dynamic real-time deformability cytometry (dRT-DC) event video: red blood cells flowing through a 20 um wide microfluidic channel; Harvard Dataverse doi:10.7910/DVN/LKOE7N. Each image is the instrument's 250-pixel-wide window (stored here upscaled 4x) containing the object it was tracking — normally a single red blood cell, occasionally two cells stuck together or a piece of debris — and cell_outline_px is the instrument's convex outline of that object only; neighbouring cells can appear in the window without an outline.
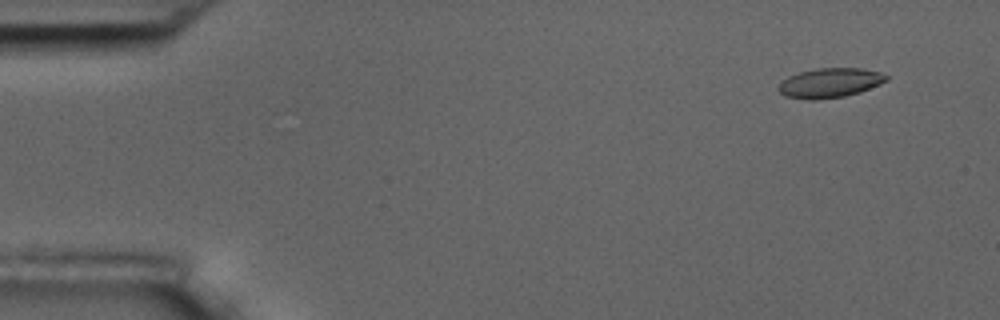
{"species": "common noctule bat (a hibernating species)", "species_latin": "Nyctalus noctula", "temperature_condition": "room temperature", "stored_images_in_passage": 6, "camera_frame_rate_fps": 3000, "um_per_image_px": 0.085, "animal": {"sex": "male", "body_mass_g": 17.5, "forearm_length_mm": 52.3}, "frame": {"image": 1, "passage_image": 2, "time_ms": 1.0, "image_size_px": [1000, 320], "cell_outline_px": [[888, 80], [880, 84], [860, 92], [844, 96], [816, 100], [808, 100], [784, 96], [776, 88], [788, 76], [800, 72], [816, 68], [864, 68], [880, 72], [888, 76]], "centroid_in_image_um": [70.54, 7.04], "position_along_channel_um": 14.5, "area_um2": 18.67}}
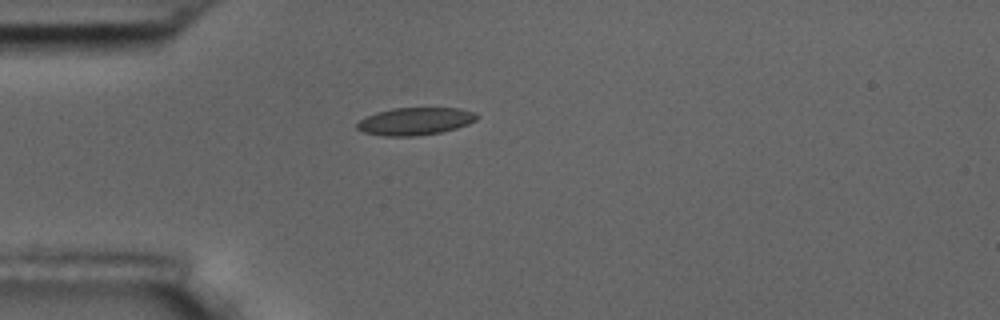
{"frame": {"image": 2, "passage_image": 5, "time_ms": 4.667, "image_size_px": [1000, 320], "cell_outline_px": [[480, 116], [476, 120], [468, 124], [456, 128], [440, 132], [412, 136], [384, 136], [364, 132], [356, 128], [356, 124], [364, 116], [376, 112], [392, 108], [460, 108], [476, 112]], "centroid_in_image_um": [35.29, 10.29], "position_along_channel_um": 49.7, "area_um2": 19.31}}